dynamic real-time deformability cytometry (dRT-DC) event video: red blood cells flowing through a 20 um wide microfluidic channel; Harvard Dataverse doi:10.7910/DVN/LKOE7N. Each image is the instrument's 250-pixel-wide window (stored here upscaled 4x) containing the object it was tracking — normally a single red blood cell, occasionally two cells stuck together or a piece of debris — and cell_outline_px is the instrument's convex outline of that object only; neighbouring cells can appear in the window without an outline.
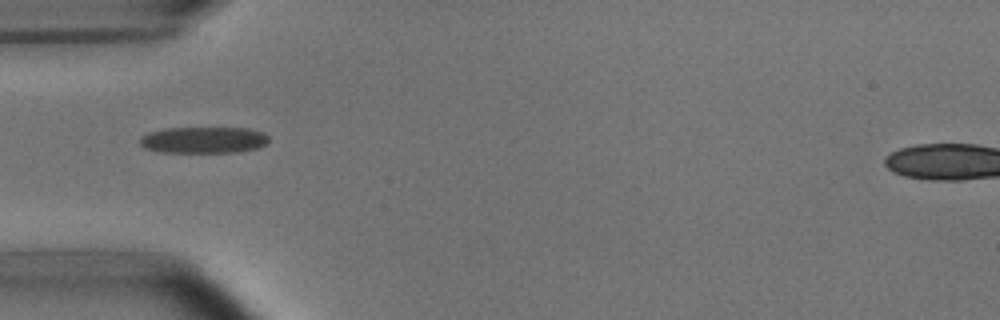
{"species": "common noctule bat (a hibernating species)", "species_latin": "Nyctalus noctula", "temperature_condition": "room temperature", "stored_images_in_passage": 6, "camera_frame_rate_fps": 3000, "um_per_image_px": 0.085, "animal": {"sex": "male", "body_mass_g": 15.6}, "frame": {"image": 1, "passage_image": 1, "time_ms": 0.0, "image_size_px": [1000, 320], "cell_outline_px": [[268, 144], [256, 148], [236, 152], [160, 152], [144, 148], [140, 144], [140, 136], [148, 132], [164, 128], [248, 128], [264, 132], [268, 136]], "centroid_in_image_um": [17.29, 11.89], "position_along_channel_um": 67.7, "area_um2": 20.0}}
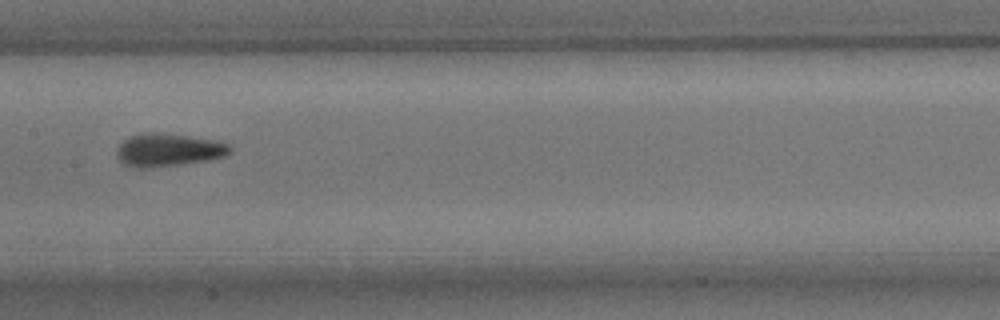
{"frame": {"image": 2, "passage_image": 4, "time_ms": 3.333, "image_size_px": [1000, 320], "cell_outline_px": [[232, 152], [224, 156], [208, 160], [180, 164], [144, 168], [136, 168], [124, 164], [116, 156], [116, 152], [120, 144], [124, 140], [132, 136], [144, 132], [152, 132], [216, 140], [232, 144]], "centroid_in_image_um": [14.33, 12.75], "position_along_channel_um": 193.1, "area_um2": 21.56}}
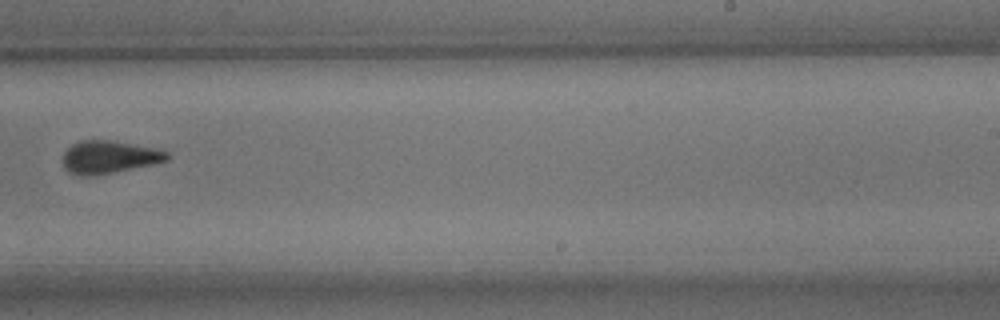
{"frame": {"image": 3, "passage_image": 6, "time_ms": 5.667, "image_size_px": [1000, 320], "cell_outline_px": [[168, 160], [152, 164], [92, 176], [80, 176], [68, 172], [64, 168], [64, 152], [72, 144], [80, 140], [112, 140], [152, 148], [168, 152]], "centroid_in_image_um": [9.22, 13.35], "position_along_channel_um": 279.8, "area_um2": 19.59}}